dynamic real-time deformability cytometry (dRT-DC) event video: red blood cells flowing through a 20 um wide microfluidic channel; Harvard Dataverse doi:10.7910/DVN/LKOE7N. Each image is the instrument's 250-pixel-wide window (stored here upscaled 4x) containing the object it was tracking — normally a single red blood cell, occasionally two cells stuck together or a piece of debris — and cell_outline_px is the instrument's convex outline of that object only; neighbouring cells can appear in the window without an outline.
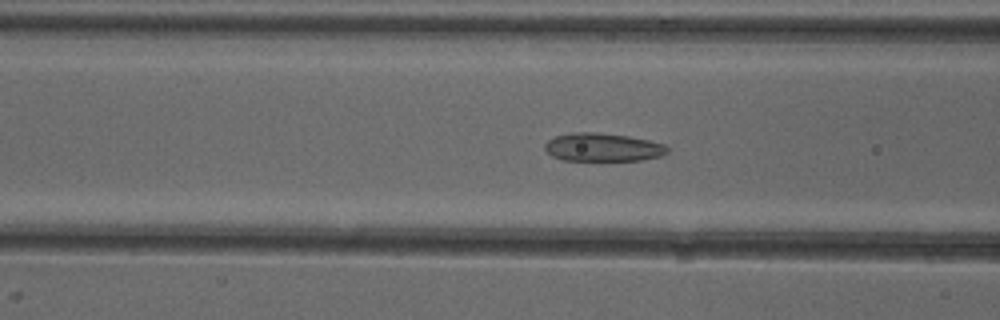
{"species": "common noctule bat (a hibernating species)", "species_latin": "Nyctalus noctula", "temperature_condition": "cold", "stored_images_in_passage": 52, "camera_frame_rate_fps": 3000, "um_per_image_px": 0.085, "animal": {"sex": "female"}, "frame": {"image": 1, "passage_image": 21, "time_ms": 6.667, "image_size_px": [1000, 320], "cell_outline_px": [[668, 152], [660, 156], [640, 160], [564, 160], [552, 156], [544, 148], [544, 144], [548, 140], [556, 136], [572, 132], [600, 132], [628, 136], [648, 140], [664, 144], [668, 148]], "centroid_in_image_um": [51.22, 12.51], "position_along_channel_um": 115.4, "area_um2": 20.11}}
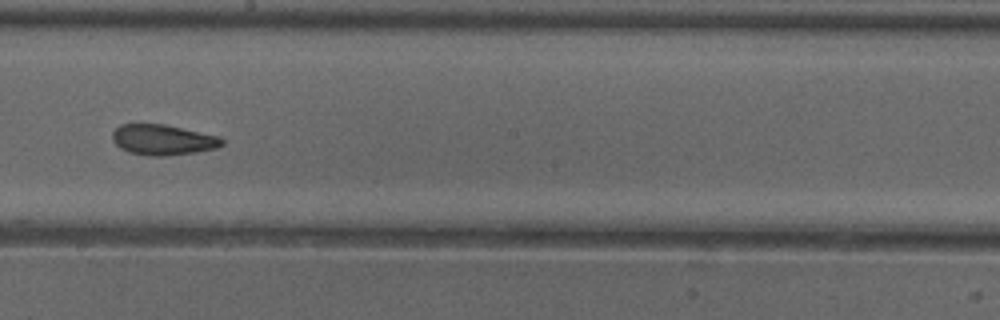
{"frame": {"image": 2, "passage_image": 30, "time_ms": 9.667, "image_size_px": [1000, 320], "cell_outline_px": [[224, 144], [216, 148], [196, 152], [164, 156], [148, 156], [128, 152], [120, 148], [112, 140], [112, 132], [120, 124], [164, 124], [220, 136], [224, 140]], "centroid_in_image_um": [13.84, 11.88], "position_along_channel_um": 234.4, "area_um2": 19.59}}
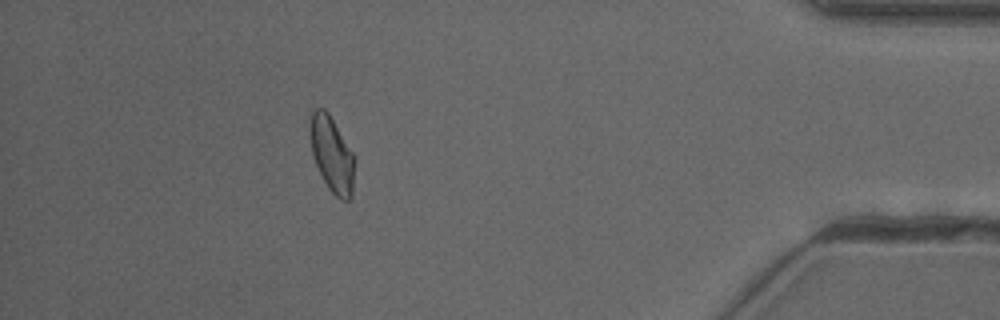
{"frame": {"image": 3, "passage_image": 47, "time_ms": 15.333, "image_size_px": [1000, 320], "cell_outline_px": [[352, 196], [348, 200], [340, 200], [328, 188], [316, 164], [312, 152], [308, 124], [312, 108], [324, 108], [328, 112], [352, 152]], "centroid_in_image_um": [28.15, 13.06], "position_along_channel_um": 407.1, "area_um2": 19.13}, "authors_computed_cell_mechanics": {"area_um2": 20.0855, "velocity_mm_per_s": 3.9551, "shape_relaxation_time_tau1_ms": null, "shape_relaxation_time_tau2_ms": 2.4227, "deformation_change_tau1": null, "deformation_change_tau2": 0.0935}}